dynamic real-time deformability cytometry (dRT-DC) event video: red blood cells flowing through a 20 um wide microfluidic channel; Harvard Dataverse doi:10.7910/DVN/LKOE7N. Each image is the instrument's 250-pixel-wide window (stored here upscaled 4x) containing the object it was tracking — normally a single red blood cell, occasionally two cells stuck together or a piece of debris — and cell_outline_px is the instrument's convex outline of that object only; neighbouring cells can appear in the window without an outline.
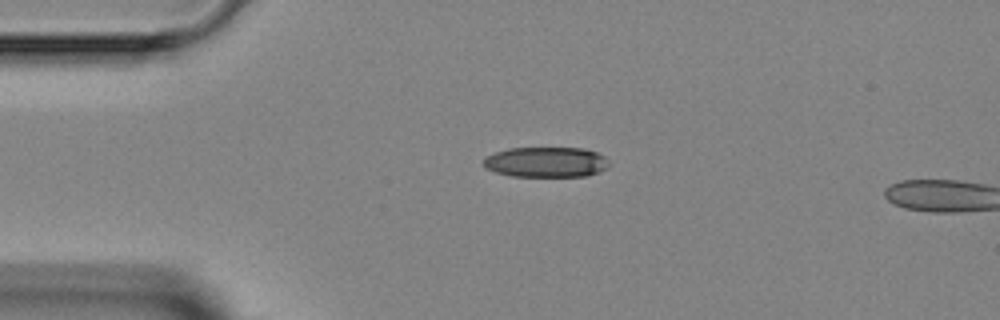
{"species": "Egyptian fruit bat (a non-hibernating species)", "species_latin": "Rousettus aegyptiacus", "temperature_condition": "room temperature", "stored_images_in_passage": 3, "segment_of_instrument_passage": [1, 2], "camera_frame_rate_fps": 3000, "um_per_image_px": 0.085, "animal": {"sex": "female"}, "frame": {"image": 1, "passage_image": 2, "time_ms": 1.333, "image_size_px": [1000, 320], "cell_outline_px": [[608, 168], [600, 172], [588, 176], [512, 176], [496, 172], [484, 168], [480, 164], [488, 156], [496, 152], [508, 148], [580, 148], [596, 152], [604, 156], [608, 164]], "centroid_in_image_um": [46.4, 13.78], "position_along_channel_um": 38.6, "area_um2": 22.2}}